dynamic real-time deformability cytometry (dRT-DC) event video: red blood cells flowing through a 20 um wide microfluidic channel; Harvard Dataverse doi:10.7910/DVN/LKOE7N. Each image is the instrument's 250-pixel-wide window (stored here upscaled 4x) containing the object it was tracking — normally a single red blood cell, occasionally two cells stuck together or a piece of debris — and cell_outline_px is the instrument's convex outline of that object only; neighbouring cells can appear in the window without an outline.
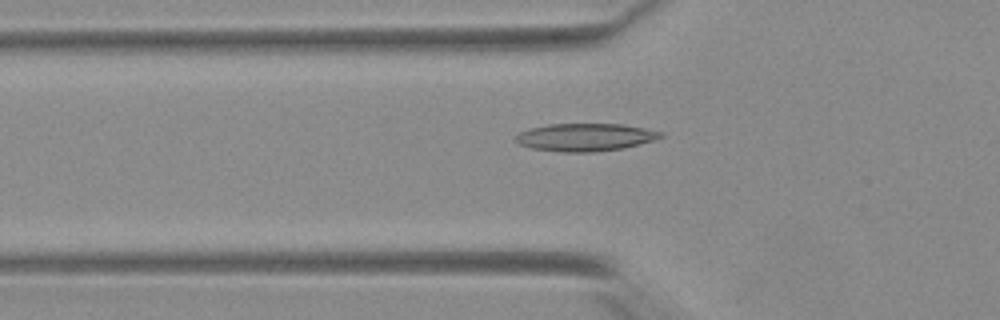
{"species": "Egyptian fruit bat (a non-hibernating species)", "species_latin": "Rousettus aegyptiacus", "temperature_condition": "warm", "stored_images_in_passage": 53, "camera_frame_rate_fps": 3000, "um_per_image_px": 0.085, "animal": {"sex": "female"}, "frame": {"image": 1, "passage_image": 19, "time_ms": 6.0, "image_size_px": [1000, 320], "cell_outline_px": [[664, 136], [652, 140], [624, 148], [592, 152], [560, 152], [532, 148], [520, 144], [516, 140], [516, 136], [520, 132], [528, 128], [548, 124], [624, 124], [664, 132]], "centroid_in_image_um": [49.75, 11.66], "position_along_channel_um": 76.1, "area_um2": 23.35}}
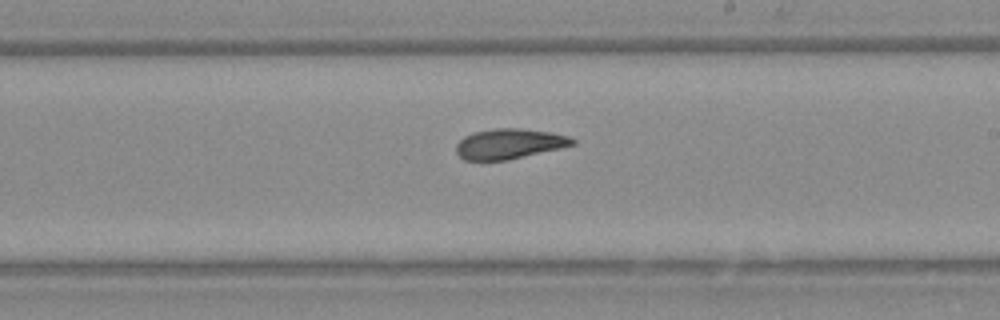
{"frame": {"image": 2, "passage_image": 32, "time_ms": 10.333, "image_size_px": [1000, 320], "cell_outline_px": [[576, 144], [560, 148], [504, 160], [464, 160], [456, 152], [456, 144], [464, 136], [472, 132], [492, 128], [520, 128], [548, 132], [568, 136], [576, 140]], "centroid_in_image_um": [43.25, 12.21], "position_along_channel_um": 245.7, "area_um2": 20.29}}
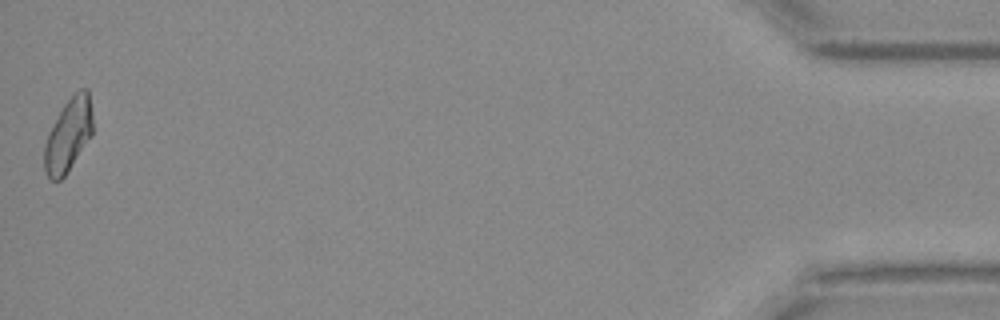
{"frame": {"image": 3, "passage_image": 53, "time_ms": 17.333, "image_size_px": [1000, 320], "cell_outline_px": [[92, 136], [64, 176], [60, 180], [52, 180], [48, 176], [44, 168], [44, 144], [48, 132], [64, 104], [80, 88], [88, 88], [92, 112]], "centroid_in_image_um": [5.81, 11.47], "position_along_channel_um": 429.4, "area_um2": 20.52}, "authors_computed_cell_mechanics": {"area_um2": 20.8658, "velocity_mm_per_s": 3.9129, "shape_relaxation_time_tau1_ms": null, "shape_relaxation_time_tau2_ms": 2.7957, "deformation_change_tau1": null, "deformation_change_tau2": 0.0915}}